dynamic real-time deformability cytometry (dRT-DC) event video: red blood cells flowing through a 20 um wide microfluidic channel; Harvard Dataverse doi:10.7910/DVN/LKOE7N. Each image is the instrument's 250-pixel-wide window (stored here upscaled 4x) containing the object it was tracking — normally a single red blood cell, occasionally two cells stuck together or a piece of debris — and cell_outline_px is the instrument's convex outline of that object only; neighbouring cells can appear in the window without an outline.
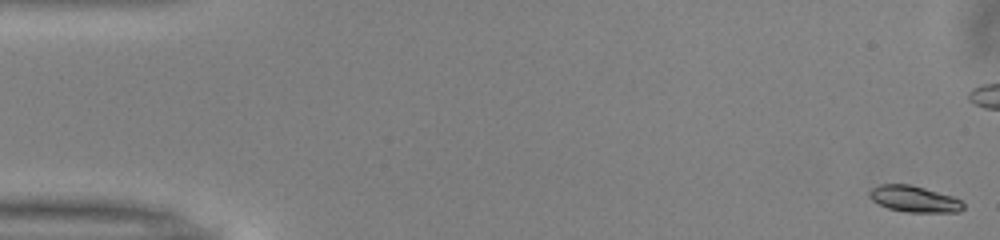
{"species": "common noctule bat (a hibernating species)", "species_latin": "Nyctalus noctula", "temperature_condition": "warm", "stored_images_in_passage": 52, "camera_frame_rate_fps": 3000, "um_per_image_px": 0.085, "animal": {"sex": "male", "body_mass_g": 13.0, "forearm_length_mm": 53.1}, "frame": {"image": 1, "passage_image": 1, "time_ms": 0.0, "image_size_px": [1000, 240], "cell_outline_px": [[964, 208], [960, 212], [908, 212], [888, 208], [872, 200], [868, 196], [868, 192], [872, 188], [880, 184], [908, 184], [924, 188], [952, 196], [960, 200], [964, 204]], "centroid_in_image_um": [77.7, 16.91], "position_along_channel_um": 7.3, "area_um2": 14.28}}
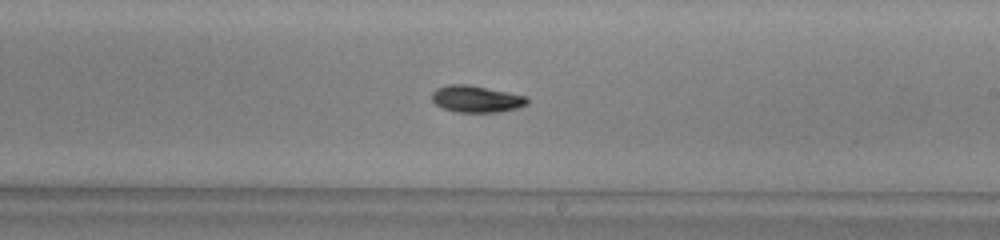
{"frame": {"image": 2, "passage_image": 30, "time_ms": 9.667, "image_size_px": [1000, 240], "cell_outline_px": [[528, 104], [520, 108], [500, 112], [456, 112], [444, 108], [436, 104], [432, 100], [432, 92], [436, 88], [448, 84], [468, 84], [528, 96]], "centroid_in_image_um": [40.52, 8.41], "position_along_channel_um": 248.5, "area_um2": 15.03}}
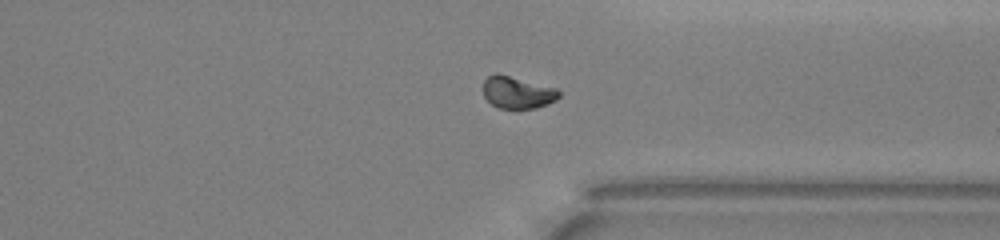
{"frame": {"image": 3, "passage_image": 39, "time_ms": 12.667, "image_size_px": [1000, 240], "cell_outline_px": [[560, 96], [556, 100], [536, 108], [500, 108], [492, 104], [484, 96], [484, 80], [488, 76], [496, 72], [556, 88], [560, 92]], "centroid_in_image_um": [43.98, 7.85], "position_along_channel_um": 367.4, "area_um2": 14.05}, "authors_computed_cell_mechanics": {"area_um2": 14.3922, "velocity_mm_per_s": 3.9968, "shape_relaxation_time_tau1_ms": 3.3938, "shape_relaxation_time_tau2_ms": null, "deformation_change_tau1": 0.1044, "deformation_change_tau2": null}}